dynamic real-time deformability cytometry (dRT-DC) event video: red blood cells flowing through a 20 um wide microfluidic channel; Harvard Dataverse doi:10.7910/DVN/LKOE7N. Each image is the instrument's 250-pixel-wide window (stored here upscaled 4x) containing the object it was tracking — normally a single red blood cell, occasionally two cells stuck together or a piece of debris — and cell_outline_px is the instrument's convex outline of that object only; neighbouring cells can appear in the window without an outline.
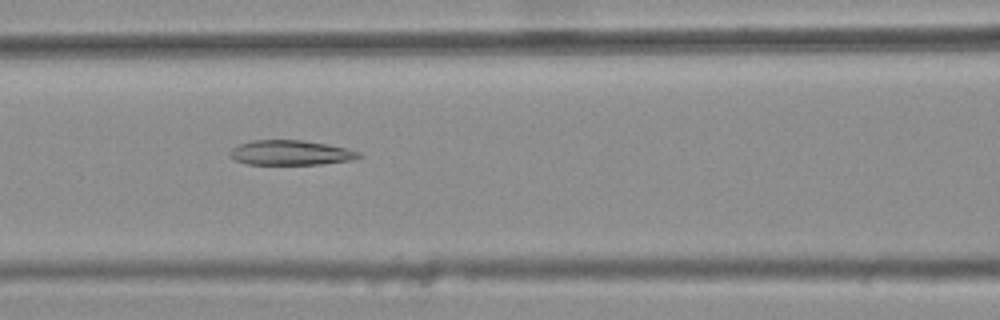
{"species": "common noctule bat (a hibernating species)", "species_latin": "Nyctalus noctula", "temperature_condition": "warm", "stored_images_in_passage": 33, "camera_frame_rate_fps": 3000, "um_per_image_px": 0.085, "animal": {"sex": "female", "body_mass_g": 25.1}, "frame": {"image": 1, "passage_image": 9, "time_ms": 2.667, "image_size_px": [1000, 320], "cell_outline_px": [[364, 156], [352, 160], [320, 164], [248, 164], [236, 160], [228, 156], [228, 152], [232, 148], [240, 144], [252, 140], [304, 140], [328, 144], [348, 148], [360, 152]], "centroid_in_image_um": [24.73, 12.97], "position_along_channel_um": 141.9, "area_um2": 18.79}}
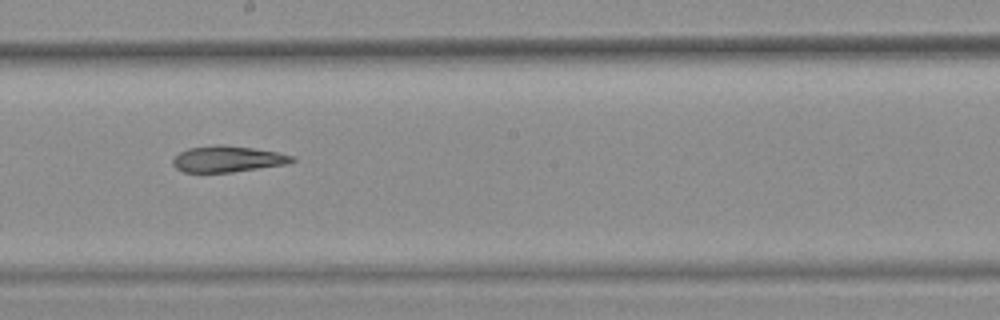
{"frame": {"image": 2, "passage_image": 16, "time_ms": 5.0, "image_size_px": [1000, 320], "cell_outline_px": [[296, 160], [288, 164], [232, 172], [184, 172], [176, 168], [172, 164], [172, 160], [180, 152], [188, 148], [220, 144], [224, 144], [252, 148], [276, 152], [296, 156]], "centroid_in_image_um": [19.37, 13.51], "position_along_channel_um": 228.8, "area_um2": 18.21}}
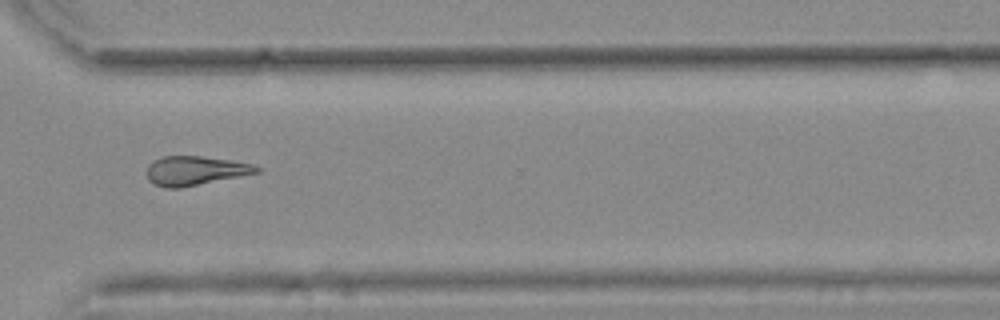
{"frame": {"image": 3, "passage_image": 26, "time_ms": 8.333, "image_size_px": [1000, 320], "cell_outline_px": [[260, 172], [180, 188], [164, 188], [148, 180], [148, 164], [152, 160], [160, 156], [200, 156], [228, 160], [252, 164], [260, 168]], "centroid_in_image_um": [16.55, 14.5], "position_along_channel_um": 354.1, "area_um2": 18.5}, "authors_computed_cell_mechanics": {"area_um2": 18.9006, "velocity_mm_per_s": 3.7387, "shape_relaxation_time_tau1_ms": null, "shape_relaxation_time_tau2_ms": 9.8887, "deformation_change_tau1": null, "deformation_change_tau2": 0.2274}}